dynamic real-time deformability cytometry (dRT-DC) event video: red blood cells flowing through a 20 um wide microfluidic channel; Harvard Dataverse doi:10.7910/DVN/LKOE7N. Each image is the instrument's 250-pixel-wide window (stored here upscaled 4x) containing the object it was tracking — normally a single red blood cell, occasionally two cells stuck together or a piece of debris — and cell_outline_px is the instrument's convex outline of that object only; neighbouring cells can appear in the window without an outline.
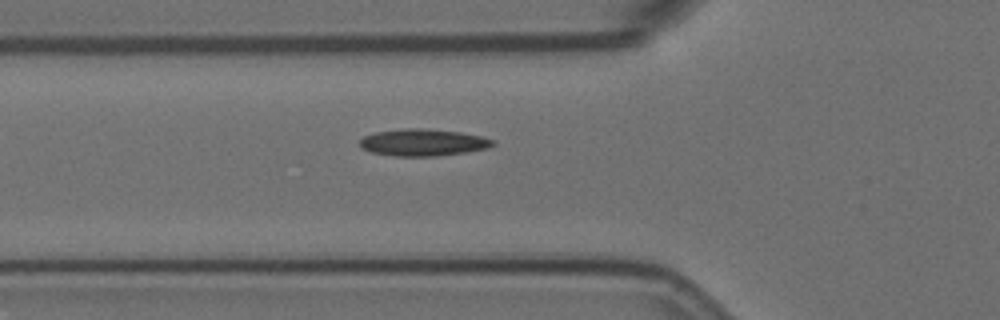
{"species": "Egyptian fruit bat (a non-hibernating species)", "species_latin": "Rousettus aegyptiacus", "temperature_condition": "room temperature", "stored_images_in_passage": 6, "camera_frame_rate_fps": 3000, "um_per_image_px": 0.085, "animal": {"sex": "female"}, "frame": {"image": 1, "passage_image": 6, "time_ms": 1.667, "image_size_px": [1000, 320], "cell_outline_px": [[496, 144], [488, 148], [464, 152], [436, 156], [392, 156], [372, 152], [360, 148], [360, 140], [364, 136], [376, 132], [404, 128], [420, 128], [460, 132], [480, 136], [496, 140]], "centroid_in_image_um": [35.96, 12.11], "position_along_channel_um": 89.8, "area_um2": 20.87}}